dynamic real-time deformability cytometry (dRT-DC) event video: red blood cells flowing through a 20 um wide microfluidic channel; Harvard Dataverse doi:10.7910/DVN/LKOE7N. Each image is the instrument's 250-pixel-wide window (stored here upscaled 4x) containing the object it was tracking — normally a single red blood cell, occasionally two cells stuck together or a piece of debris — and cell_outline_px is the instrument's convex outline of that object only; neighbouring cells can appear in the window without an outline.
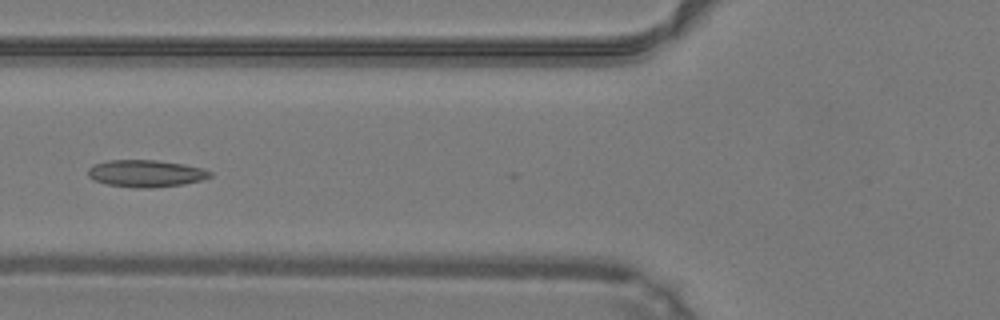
{"species": "common noctule bat (a hibernating species)", "species_latin": "Nyctalus noctula", "temperature_condition": "warm", "stored_images_in_passage": 13, "camera_frame_rate_fps": 3000, "um_per_image_px": 0.085, "animal": {"sex": "male", "body_mass_g": 19.2, "forearm_length_mm": 51.8}, "frame": {"image": 1, "passage_image": 6, "time_ms": 1.667, "image_size_px": [1000, 320], "cell_outline_px": [[212, 176], [200, 180], [184, 184], [152, 188], [136, 188], [108, 184], [92, 180], [88, 176], [88, 168], [96, 164], [108, 160], [156, 160], [184, 164], [204, 168], [212, 172]], "centroid_in_image_um": [12.41, 14.74], "position_along_channel_um": 113.4, "area_um2": 19.31}}